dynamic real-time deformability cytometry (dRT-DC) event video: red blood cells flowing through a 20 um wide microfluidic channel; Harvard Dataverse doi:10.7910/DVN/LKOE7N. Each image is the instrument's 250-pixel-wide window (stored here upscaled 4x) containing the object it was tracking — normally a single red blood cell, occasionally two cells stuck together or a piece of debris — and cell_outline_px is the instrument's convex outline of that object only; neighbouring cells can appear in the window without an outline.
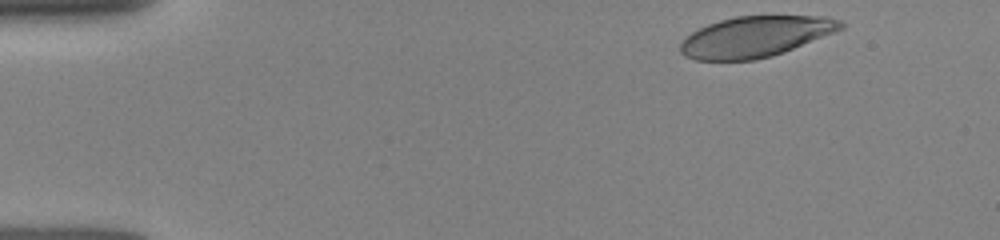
{"species": "human", "species_latin": "Homo sapiens", "temperature_condition": "room temperature", "stored_images_in_passage": 16, "camera_frame_rate_fps": 3000, "um_per_image_px": 0.085, "donor": {"sex": "female"}, "frame": {"image": 1, "passage_image": 1, "time_ms": 0.0, "image_size_px": [1000, 240], "cell_outline_px": [[844, 28], [836, 32], [784, 52], [772, 56], [756, 60], [696, 60], [684, 56], [680, 52], [680, 44], [692, 32], [708, 24], [720, 20], [736, 16], [828, 16], [840, 20], [844, 24]], "centroid_in_image_um": [64.25, 3.12], "position_along_channel_um": 20.8, "area_um2": 38.15}}
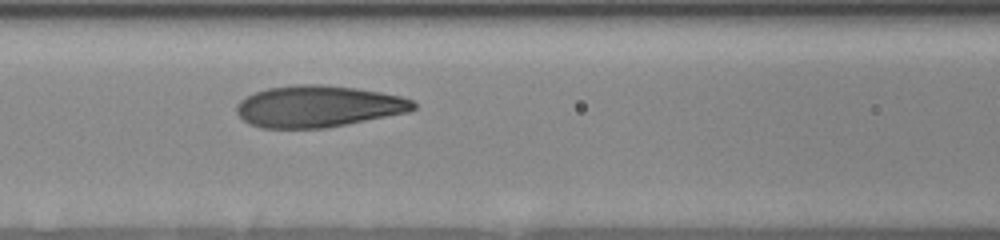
{"frame": {"image": 2, "passage_image": 10, "time_ms": 5.333, "image_size_px": [1000, 240], "cell_outline_px": [[416, 108], [412, 112], [324, 128], [260, 128], [248, 124], [236, 112], [236, 104], [240, 100], [256, 92], [268, 88], [292, 84], [324, 84], [356, 88], [380, 92], [400, 96], [412, 100], [416, 104]], "centroid_in_image_um": [27.06, 9.04], "position_along_channel_um": 139.5, "area_um2": 43.12}}
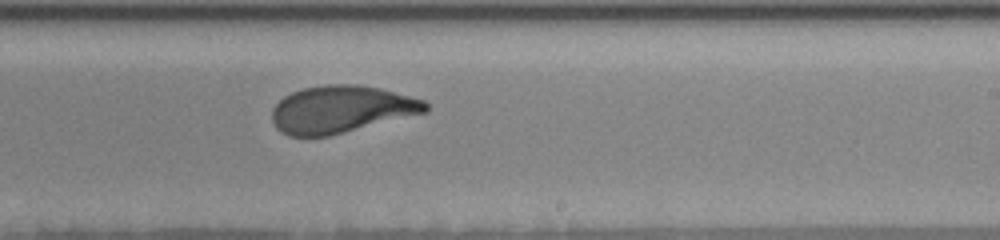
{"frame": {"image": 3, "passage_image": 16, "time_ms": 8.333, "image_size_px": [1000, 240], "cell_outline_px": [[428, 112], [328, 136], [288, 136], [280, 132], [276, 128], [272, 120], [272, 108], [284, 96], [292, 92], [304, 88], [324, 84], [356, 84], [380, 88], [424, 100], [428, 104]], "centroid_in_image_um": [28.99, 9.29], "position_along_channel_um": 260.0, "area_um2": 42.31}}